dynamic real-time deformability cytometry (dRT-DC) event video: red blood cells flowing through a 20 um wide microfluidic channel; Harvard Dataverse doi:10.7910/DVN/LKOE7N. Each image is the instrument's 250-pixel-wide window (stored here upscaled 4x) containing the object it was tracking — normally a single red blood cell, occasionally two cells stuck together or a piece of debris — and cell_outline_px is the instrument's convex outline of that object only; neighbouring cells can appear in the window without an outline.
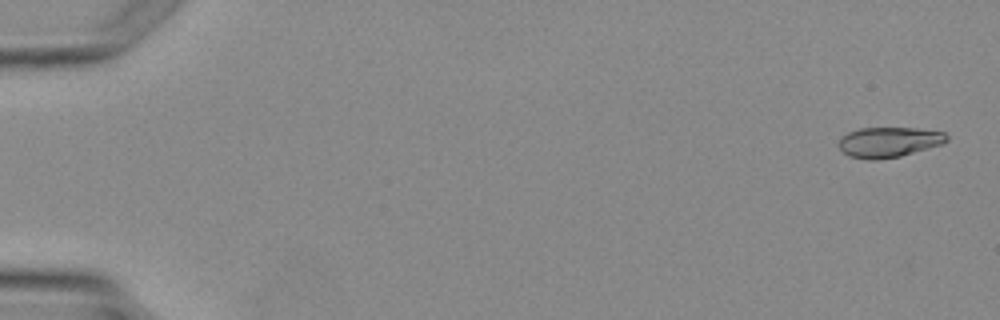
{"species": "Egyptian fruit bat (a non-hibernating species)", "species_latin": "Rousettus aegyptiacus", "temperature_condition": "warm", "stored_images_in_passage": 5, "segment_of_instrument_passage": [1, 2], "camera_frame_rate_fps": 3000, "um_per_image_px": 0.085, "animal": {"sex": "female"}, "frame": {"image": 1, "passage_image": 1, "time_ms": 0.0, "image_size_px": [1000, 320], "cell_outline_px": [[948, 140], [944, 144], [900, 156], [876, 160], [868, 160], [848, 156], [836, 144], [840, 136], [848, 132], [860, 128], [916, 128], [944, 132], [948, 136]], "centroid_in_image_um": [75.53, 12.08], "position_along_channel_um": 9.5, "area_um2": 19.25}}
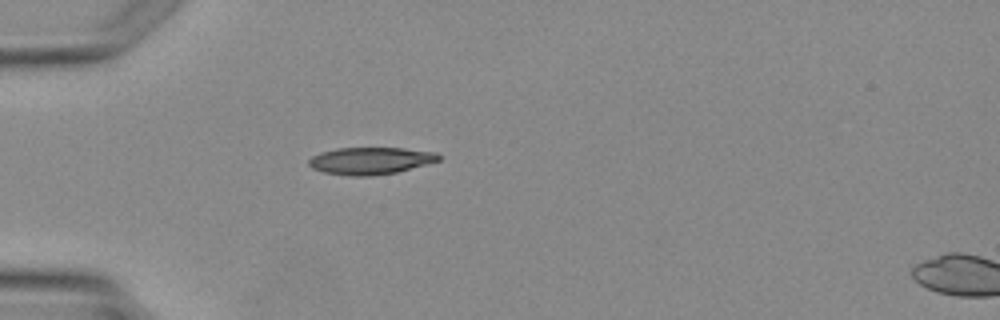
{"frame": {"image": 2, "passage_image": 4, "time_ms": 3.667, "image_size_px": [1000, 320], "cell_outline_px": [[440, 160], [396, 172], [372, 176], [348, 176], [324, 172], [312, 168], [308, 164], [308, 160], [312, 156], [320, 152], [336, 148], [404, 148], [436, 152], [440, 156]], "centroid_in_image_um": [31.45, 13.66], "position_along_channel_um": 53.5, "area_um2": 20.52}}